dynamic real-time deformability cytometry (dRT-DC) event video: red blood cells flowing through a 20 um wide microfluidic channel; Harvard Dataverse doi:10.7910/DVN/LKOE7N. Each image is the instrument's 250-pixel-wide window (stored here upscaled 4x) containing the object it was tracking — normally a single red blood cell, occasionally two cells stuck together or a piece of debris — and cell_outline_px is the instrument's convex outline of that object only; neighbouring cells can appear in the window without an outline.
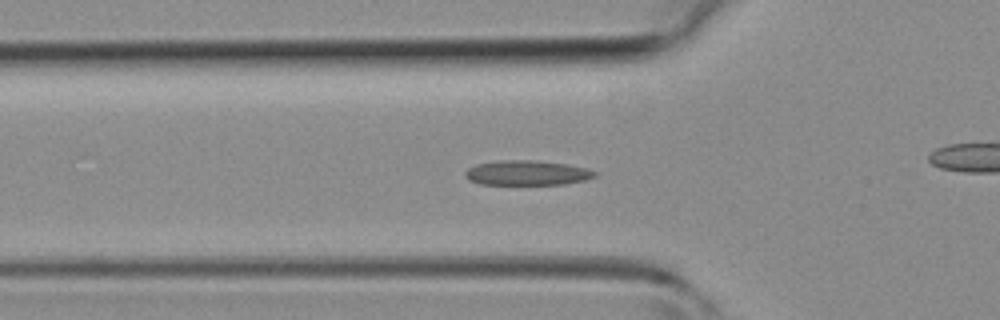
{"species": "common noctule bat (a hibernating species)", "species_latin": "Nyctalus noctula", "temperature_condition": "room temperature", "stored_images_in_passage": 37, "camera_frame_rate_fps": 3000, "um_per_image_px": 0.085, "animal": {"sex": "female", "body_mass_g": 19.3, "forearm_length_mm": 54.1}, "frame": {"image": 1, "passage_image": 8, "time_ms": 2.333, "image_size_px": [1000, 320], "cell_outline_px": [[600, 172], [596, 176], [584, 180], [564, 184], [480, 184], [468, 180], [464, 176], [464, 172], [468, 168], [476, 164], [500, 160], [536, 160], [568, 164]], "centroid_in_image_um": [44.78, 14.69], "position_along_channel_um": 81.0, "area_um2": 18.84}}
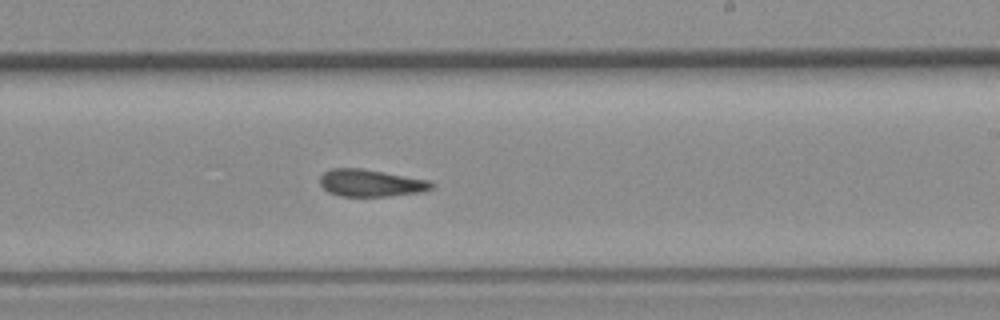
{"frame": {"image": 2, "passage_image": 19, "time_ms": 6.0, "image_size_px": [1000, 320], "cell_outline_px": [[436, 184], [432, 188], [424, 192], [388, 196], [340, 196], [328, 192], [320, 184], [320, 176], [324, 172], [332, 168], [360, 168], [432, 180]], "centroid_in_image_um": [31.56, 15.55], "position_along_channel_um": 257.4, "area_um2": 17.86}}
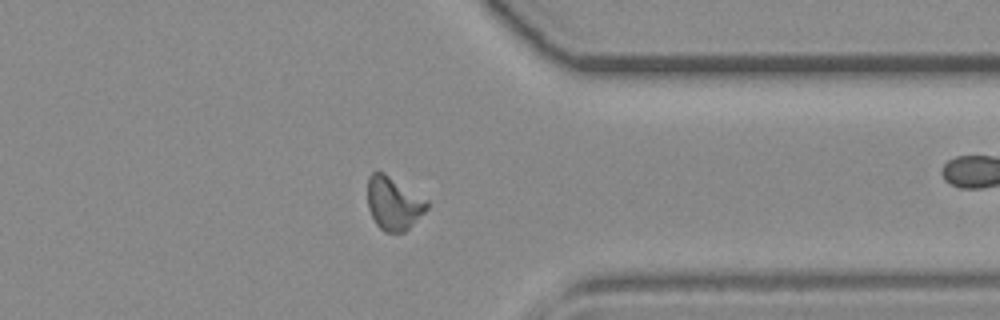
{"frame": {"image": 3, "passage_image": 27, "time_ms": 8.667, "image_size_px": [1000, 320], "cell_outline_px": [[428, 208], [404, 232], [384, 232], [376, 224], [368, 208], [368, 176], [372, 172], [384, 172], [428, 200]], "centroid_in_image_um": [33.44, 17.27], "position_along_channel_um": 378.0, "area_um2": 18.26}}